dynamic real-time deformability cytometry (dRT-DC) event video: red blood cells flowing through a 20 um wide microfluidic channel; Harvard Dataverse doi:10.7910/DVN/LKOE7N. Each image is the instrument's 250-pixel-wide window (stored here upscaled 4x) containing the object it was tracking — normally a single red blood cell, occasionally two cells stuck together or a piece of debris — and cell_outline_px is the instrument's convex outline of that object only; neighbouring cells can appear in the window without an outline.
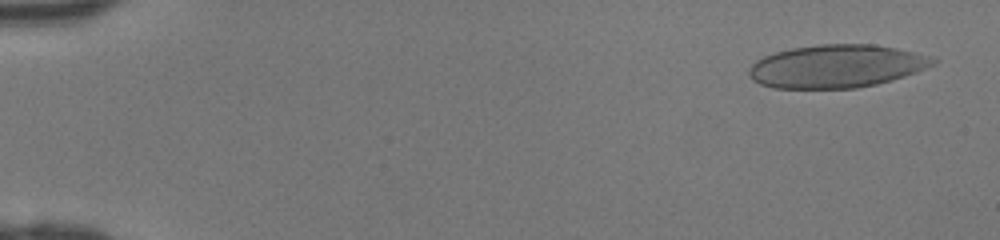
{"species": "human", "species_latin": "Homo sapiens", "temperature_condition": "room temperature", "stored_images_in_passage": 45, "camera_frame_rate_fps": 3000, "um_per_image_px": 0.085, "donor": {"sex": "female"}, "frame": {"image": 1, "passage_image": 2, "time_ms": 0.333, "image_size_px": [1000, 240], "cell_outline_px": [[940, 60], [936, 64], [916, 72], [892, 80], [876, 84], [856, 88], [776, 88], [760, 84], [752, 80], [748, 76], [748, 68], [756, 60], [764, 56], [776, 52], [792, 48], [820, 44], [872, 44], [896, 48], [936, 56]], "centroid_in_image_um": [71.14, 5.62], "position_along_channel_um": 13.9, "area_um2": 46.47}}
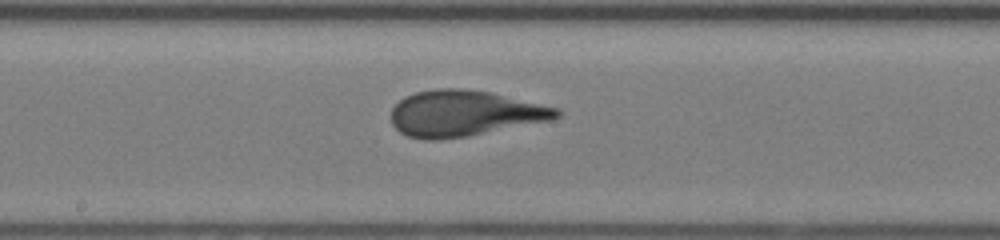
{"frame": {"image": 2, "passage_image": 25, "time_ms": 8.0, "image_size_px": [1000, 240], "cell_outline_px": [[560, 116], [552, 120], [468, 136], [436, 140], [424, 140], [408, 136], [400, 132], [392, 124], [392, 108], [404, 96], [416, 92], [436, 88], [460, 88], [488, 92], [560, 108]], "centroid_in_image_um": [39.46, 9.64], "position_along_channel_um": 208.7, "area_um2": 44.16}}
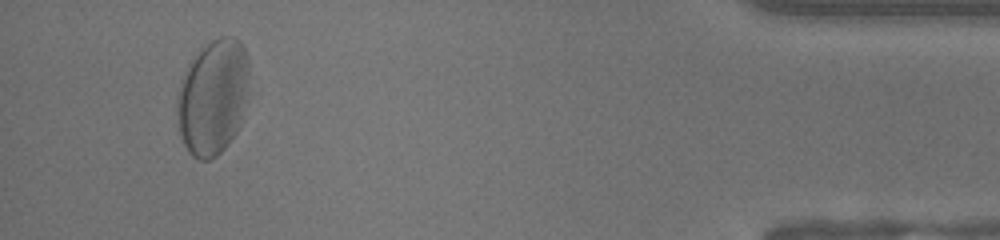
{"frame": {"image": 3, "passage_image": 43, "time_ms": 14.0, "image_size_px": [1000, 240], "cell_outline_px": [[248, 64], [244, 100], [240, 128], [228, 144], [216, 156], [208, 160], [200, 160], [192, 156], [188, 152], [180, 136], [176, 112], [176, 96], [184, 72], [192, 56], [200, 48], [212, 40], [220, 36], [232, 36], [240, 40], [248, 56]], "centroid_in_image_um": [18.05, 8.24], "position_along_channel_um": 417.2, "area_um2": 48.67}}